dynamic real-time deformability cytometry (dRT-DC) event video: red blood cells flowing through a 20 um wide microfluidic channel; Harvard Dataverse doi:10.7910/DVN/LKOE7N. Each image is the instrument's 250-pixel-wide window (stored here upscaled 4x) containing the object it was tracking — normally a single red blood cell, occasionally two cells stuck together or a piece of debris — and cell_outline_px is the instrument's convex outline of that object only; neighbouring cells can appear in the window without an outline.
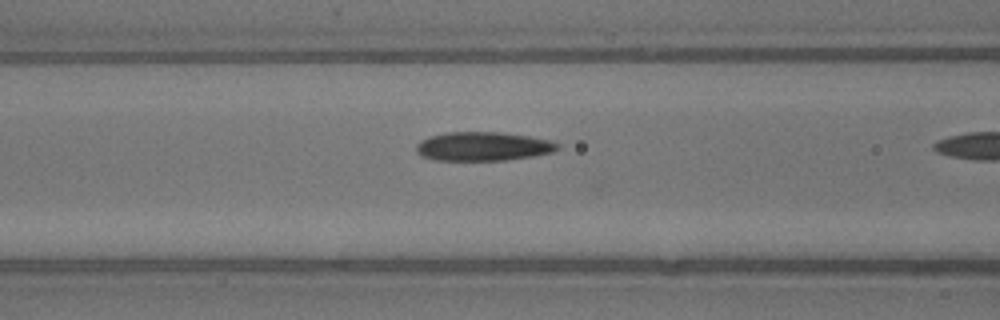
{"species": "common noctule bat (a hibernating species)", "species_latin": "Nyctalus noctula", "temperature_condition": "warm", "stored_images_in_passage": 11, "camera_frame_rate_fps": 3000, "um_per_image_px": 0.085, "animal": {"sex": "male", "body_mass_g": 13.3}, "frame": {"image": 1, "passage_image": 9, "time_ms": 2.667, "image_size_px": [1000, 320], "cell_outline_px": [[560, 148], [556, 152], [508, 160], [432, 160], [420, 156], [416, 152], [416, 144], [420, 140], [428, 136], [448, 132], [500, 132], [528, 136], [552, 140], [560, 144]], "centroid_in_image_um": [41.06, 12.44], "position_along_channel_um": 125.5, "area_um2": 24.16}}